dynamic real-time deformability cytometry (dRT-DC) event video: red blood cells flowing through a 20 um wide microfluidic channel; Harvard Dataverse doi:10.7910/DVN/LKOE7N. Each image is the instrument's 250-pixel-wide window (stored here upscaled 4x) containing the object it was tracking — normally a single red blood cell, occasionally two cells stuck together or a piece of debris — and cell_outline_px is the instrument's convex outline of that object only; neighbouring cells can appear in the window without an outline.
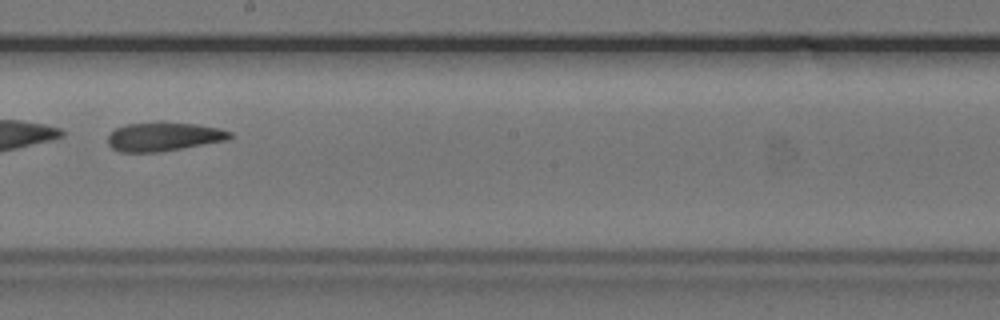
{"species": "common noctule bat (a hibernating species)", "species_latin": "Nyctalus noctula", "temperature_condition": "cold", "stored_images_in_passage": 55, "segment_of_instrument_passage": [2, 2], "camera_frame_rate_fps": 3000, "um_per_image_px": 0.085, "animal": {"sex": "female", "body_mass_g": 24.6, "forearm_length_mm": 56.2}, "frame": {"image": 1, "passage_image": 32, "time_ms": 10.333, "image_size_px": [1000, 320], "cell_outline_px": [[232, 136], [228, 140], [160, 152], [120, 152], [112, 148], [108, 144], [108, 136], [116, 128], [124, 124], [196, 124], [220, 128], [232, 132]], "centroid_in_image_um": [13.93, 11.65], "position_along_channel_um": 234.3, "area_um2": 20.0}}